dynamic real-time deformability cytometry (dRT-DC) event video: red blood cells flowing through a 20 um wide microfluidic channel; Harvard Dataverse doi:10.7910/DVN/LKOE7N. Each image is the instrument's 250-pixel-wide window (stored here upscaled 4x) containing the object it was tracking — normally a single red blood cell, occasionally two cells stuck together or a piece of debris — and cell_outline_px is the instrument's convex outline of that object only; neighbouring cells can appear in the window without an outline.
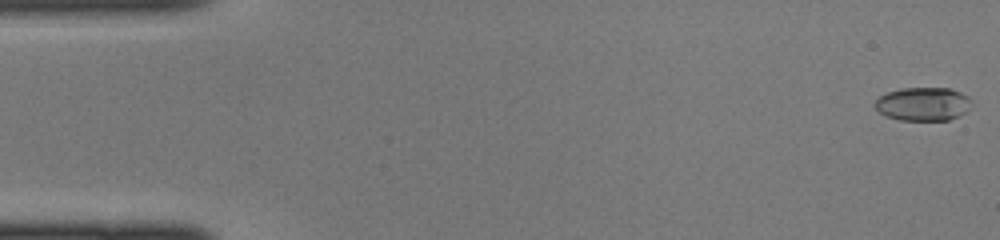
{"species": "common noctule bat (a hibernating species)", "species_latin": "Nyctalus noctula", "temperature_condition": "cold", "stored_images_in_passage": 45, "camera_frame_rate_fps": 3000, "um_per_image_px": 0.085, "animal": {"sex": "female", "body_mass_g": 22.0, "forearm_length_mm": 56.7}, "frame": {"image": 1, "passage_image": 1, "time_ms": 0.0, "image_size_px": [1000, 240], "cell_outline_px": [[972, 100], [968, 108], [960, 116], [948, 120], [900, 120], [884, 116], [872, 104], [880, 96], [888, 92], [900, 88], [948, 88], [960, 92], [968, 96]], "centroid_in_image_um": [78.44, 8.84], "position_along_channel_um": 6.6, "area_um2": 18.9}}
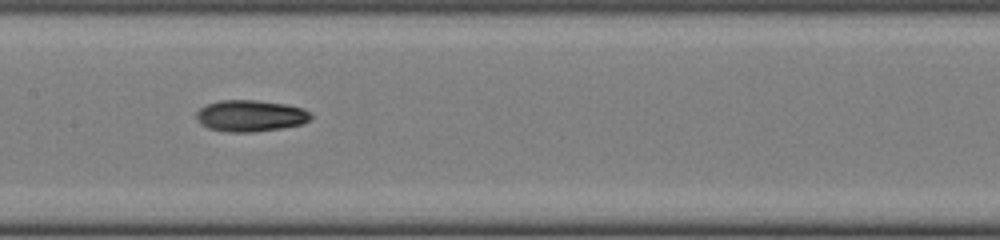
{"frame": {"image": 2, "passage_image": 22, "time_ms": 7.0, "image_size_px": [1000, 240], "cell_outline_px": [[312, 116], [304, 124], [280, 128], [252, 132], [228, 132], [208, 128], [200, 124], [196, 120], [196, 112], [204, 104], [220, 100], [256, 100], [284, 104], [304, 108], [312, 112]], "centroid_in_image_um": [21.27, 9.84], "position_along_channel_um": 186.1, "area_um2": 21.21}}
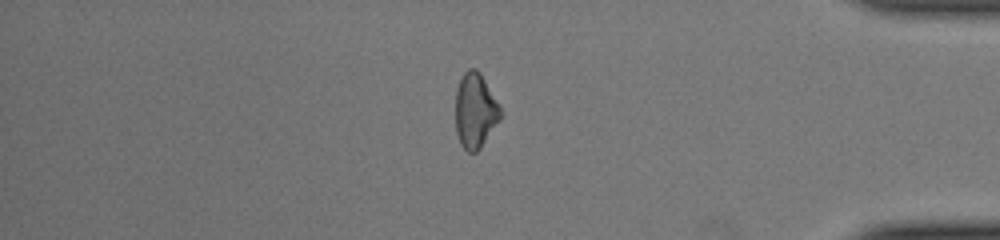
{"frame": {"image": 3, "passage_image": 38, "time_ms": 12.333, "image_size_px": [1000, 240], "cell_outline_px": [[504, 112], [500, 120], [480, 148], [476, 152], [468, 152], [460, 144], [456, 132], [456, 88], [464, 72], [468, 68], [476, 68], [480, 72]], "centroid_in_image_um": [40.41, 9.4], "position_along_channel_um": 394.8, "area_um2": 19.83}}